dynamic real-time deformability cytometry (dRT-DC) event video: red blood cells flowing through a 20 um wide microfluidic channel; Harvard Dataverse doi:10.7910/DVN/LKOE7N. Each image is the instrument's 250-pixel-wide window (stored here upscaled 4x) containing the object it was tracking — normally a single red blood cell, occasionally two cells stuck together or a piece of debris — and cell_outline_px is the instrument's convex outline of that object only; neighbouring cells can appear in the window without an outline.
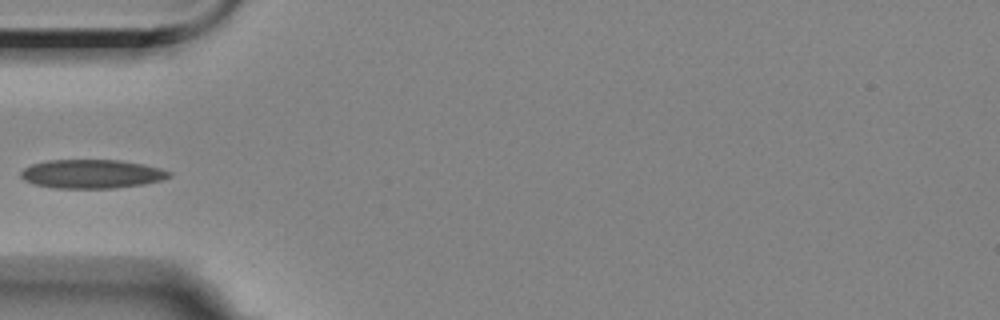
{"species": "Egyptian fruit bat (a non-hibernating species)", "species_latin": "Rousettus aegyptiacus", "temperature_condition": "room temperature", "stored_images_in_passage": 4, "camera_frame_rate_fps": 3000, "um_per_image_px": 0.085, "animal": {"sex": "female"}, "frame": {"image": 1, "passage_image": 4, "time_ms": 3.667, "image_size_px": [1000, 320], "cell_outline_px": [[172, 176], [160, 180], [144, 184], [116, 188], [52, 188], [32, 184], [24, 180], [20, 176], [20, 172], [24, 168], [32, 164], [48, 160], [120, 160], [144, 164], [160, 168], [172, 172]], "centroid_in_image_um": [7.79, 14.79], "position_along_channel_um": 77.2, "area_um2": 25.09}}